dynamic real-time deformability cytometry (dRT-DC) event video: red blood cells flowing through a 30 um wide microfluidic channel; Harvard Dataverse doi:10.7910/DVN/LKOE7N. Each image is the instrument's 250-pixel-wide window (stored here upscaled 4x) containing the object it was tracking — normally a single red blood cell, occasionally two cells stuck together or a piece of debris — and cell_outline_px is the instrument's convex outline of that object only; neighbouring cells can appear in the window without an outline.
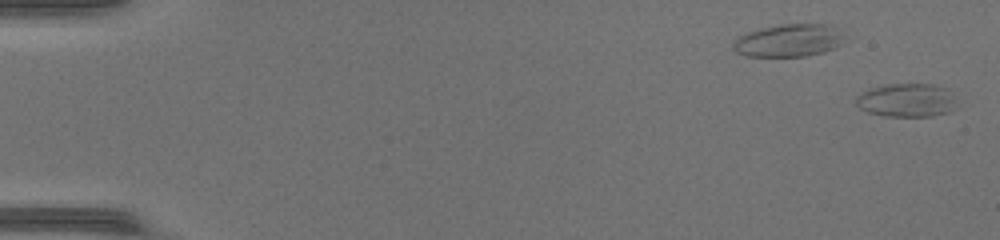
{"species": "common noctule bat (a hibernating species)", "species_latin": "Nyctalus noctula", "temperature_condition": "warm", "stored_images_in_passage": 49, "camera_frame_rate_fps": 3000, "um_per_image_px": 0.085, "animal": {"sex": "female", "body_mass_g": 17.0, "forearm_length_mm": 48.0}, "frame": {"image": 1, "passage_image": 1, "time_ms": 0.0, "image_size_px": [1000, 240], "cell_outline_px": [[956, 108], [948, 112], [932, 116], [884, 116], [868, 112], [860, 108], [856, 104], [856, 96], [860, 92], [884, 84], [932, 84], [948, 88]], "centroid_in_image_um": [77.03, 8.51], "position_along_channel_um": 8.0, "area_um2": 19.65}}
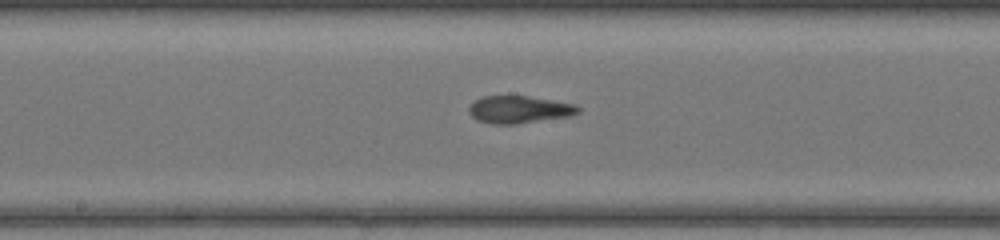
{"frame": {"image": 2, "passage_image": 27, "time_ms": 8.667, "image_size_px": [1000, 240], "cell_outline_px": [[580, 112], [568, 116], [516, 124], [492, 124], [480, 120], [472, 116], [468, 108], [476, 100], [484, 96], [528, 96], [576, 104], [580, 108]], "centroid_in_image_um": [44.16, 9.3], "position_along_channel_um": 204.0, "area_um2": 17.17}}
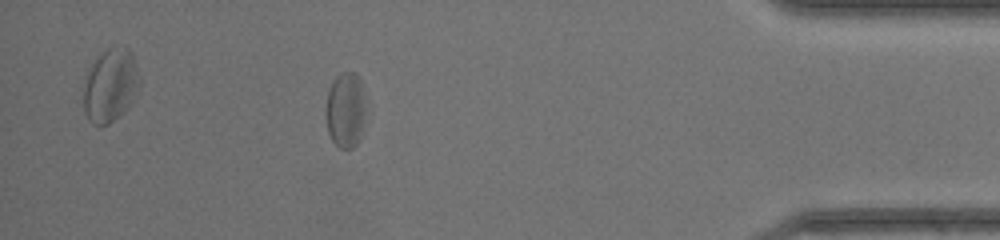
{"frame": {"image": 3, "passage_image": 44, "time_ms": 14.333, "image_size_px": [1000, 240], "cell_outline_px": [[364, 112], [360, 140], [352, 148], [340, 148], [332, 140], [328, 132], [324, 112], [328, 88], [332, 80], [340, 72], [356, 72], [360, 80], [364, 108]], "centroid_in_image_um": [29.31, 9.33], "position_along_channel_um": 405.9, "area_um2": 17.63}, "authors_computed_cell_mechanics": {"area_um2": 18.2648, "velocity_mm_per_s": 4.3112, "shape_relaxation_time_tau1_ms": null, "shape_relaxation_time_tau2_ms": 2.0715, "deformation_change_tau1": null, "deformation_change_tau2": 0.1158}}